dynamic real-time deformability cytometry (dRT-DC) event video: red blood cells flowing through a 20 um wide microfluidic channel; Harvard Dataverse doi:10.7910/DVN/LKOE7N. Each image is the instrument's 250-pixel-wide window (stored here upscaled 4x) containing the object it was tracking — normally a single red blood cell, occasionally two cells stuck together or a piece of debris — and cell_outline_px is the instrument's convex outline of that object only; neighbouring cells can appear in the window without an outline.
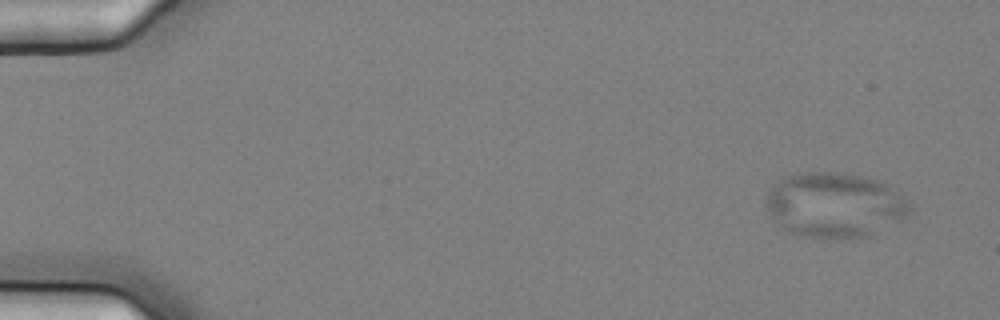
{"species": "common noctule bat (a hibernating species)", "species_latin": "Nyctalus noctula", "temperature_condition": "cold", "stored_images_in_passage": 5, "camera_frame_rate_fps": 3000, "um_per_image_px": 0.085, "animal": {"sex": "female", "body_mass_g": 25.1}, "frame": {"image": 1, "passage_image": 1, "time_ms": 0.0, "image_size_px": [1000, 320], "cell_outline_px": [[912, 212], [908, 216], [872, 236], [836, 240], [804, 236], [792, 232], [784, 228], [772, 216], [768, 208], [768, 192], [772, 184], [796, 172], [840, 172], [860, 176], [876, 180], [888, 184], [896, 188], [912, 204]], "centroid_in_image_um": [71.04, 17.43], "position_along_channel_um": 14.0, "area_um2": 54.97}}